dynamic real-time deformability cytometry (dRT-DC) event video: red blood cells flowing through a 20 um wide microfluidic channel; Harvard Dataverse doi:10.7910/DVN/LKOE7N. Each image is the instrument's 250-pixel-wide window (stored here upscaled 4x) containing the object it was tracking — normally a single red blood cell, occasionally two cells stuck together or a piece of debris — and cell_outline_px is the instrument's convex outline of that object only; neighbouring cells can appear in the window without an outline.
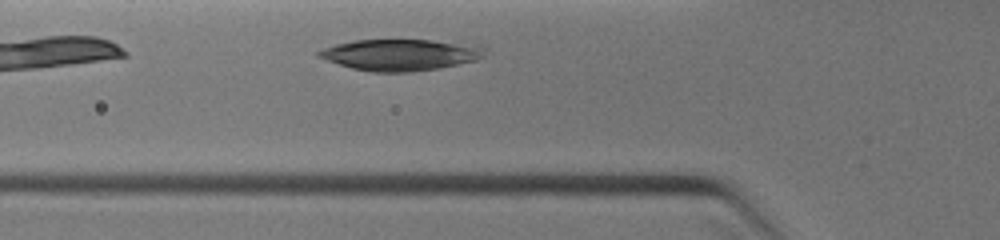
{"species": "common noctule bat (a hibernating species)", "species_latin": "Nyctalus noctula", "temperature_condition": "warm", "stored_images_in_passage": 7, "camera_frame_rate_fps": 3000, "um_per_image_px": 0.085, "animal": {"sex": "female", "body_mass_g": 19.0, "forearm_length_mm": 51.5}, "frame": {"image": 1, "passage_image": 3, "time_ms": 1.0, "image_size_px": [1000, 240], "cell_outline_px": [[488, 44], [484, 56], [476, 60], [436, 68], [408, 72], [372, 72], [352, 68], [316, 56], [316, 52], [324, 48], [336, 44], [356, 40], [432, 40]], "centroid_in_image_um": [34.14, 4.63], "position_along_channel_um": 91.7, "area_um2": 30.52}}
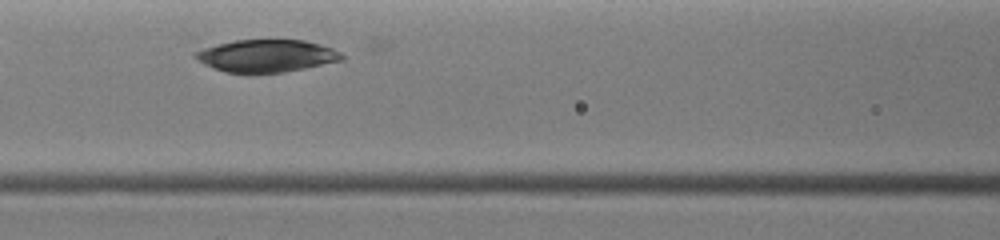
{"frame": {"image": 2, "passage_image": 5, "time_ms": 2.0, "image_size_px": [1000, 240], "cell_outline_px": [[344, 60], [284, 72], [224, 72], [204, 64], [196, 56], [196, 52], [204, 48], [236, 40], [304, 40], [320, 44], [332, 48], [340, 52], [344, 56]], "centroid_in_image_um": [22.72, 4.74], "position_along_channel_um": 143.9, "area_um2": 27.11}}
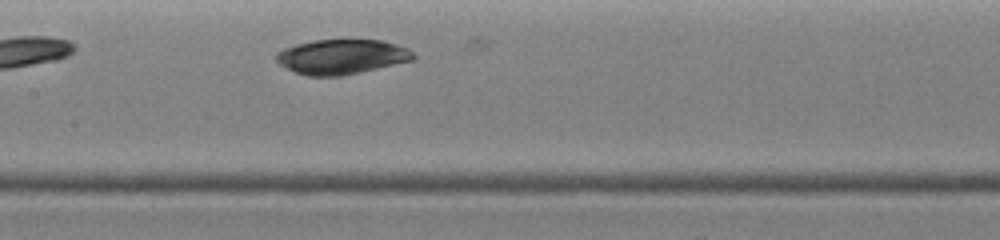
{"frame": {"image": 3, "passage_image": 7, "time_ms": 2.667, "image_size_px": [1000, 240], "cell_outline_px": [[416, 56], [412, 60], [340, 76], [308, 76], [296, 72], [280, 64], [276, 60], [276, 52], [284, 48], [296, 44], [312, 40], [380, 40], [396, 44], [408, 48]], "centroid_in_image_um": [29.02, 4.81], "position_along_channel_um": 178.4, "area_um2": 27.46}}